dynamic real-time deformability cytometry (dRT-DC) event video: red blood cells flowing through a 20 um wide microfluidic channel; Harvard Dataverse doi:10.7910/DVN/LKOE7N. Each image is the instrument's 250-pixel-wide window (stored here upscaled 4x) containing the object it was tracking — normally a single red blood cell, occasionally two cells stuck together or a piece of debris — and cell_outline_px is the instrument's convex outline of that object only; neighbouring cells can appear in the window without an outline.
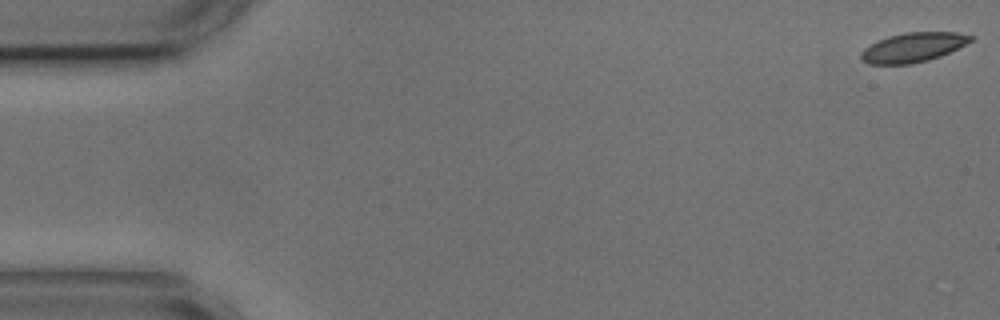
{"species": "common noctule bat (a hibernating species)", "species_latin": "Nyctalus noctula", "temperature_condition": "cold", "stored_images_in_passage": 55, "camera_frame_rate_fps": 3000, "um_per_image_px": 0.085, "animal": {"sex": "male", "body_mass_g": 17.9, "forearm_length_mm": 54.2}, "frame": {"image": 1, "passage_image": 1, "time_ms": 0.0, "image_size_px": [1000, 320], "cell_outline_px": [[976, 36], [972, 40], [940, 56], [928, 60], [912, 64], [868, 64], [860, 60], [860, 52], [864, 48], [888, 36], [908, 32], [956, 32]], "centroid_in_image_um": [77.58, 4.03], "position_along_channel_um": 7.4, "area_um2": 18.67}}
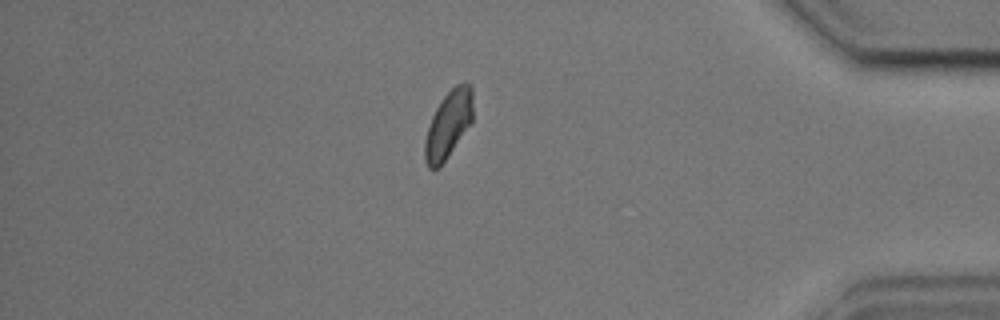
{"frame": {"image": 2, "passage_image": 47, "time_ms": 15.333, "image_size_px": [1000, 320], "cell_outline_px": [[472, 120], [440, 168], [428, 168], [424, 160], [424, 140], [432, 116], [436, 108], [444, 96], [456, 84], [472, 84]], "centroid_in_image_um": [38.08, 10.6], "position_along_channel_um": 397.1, "area_um2": 18.55}}
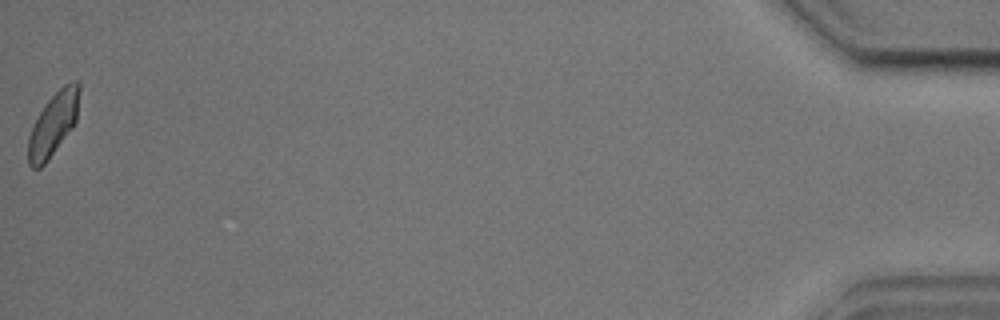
{"frame": {"image": 3, "passage_image": 55, "time_ms": 18.0, "image_size_px": [1000, 320], "cell_outline_px": [[80, 88], [76, 120], [72, 128], [48, 160], [40, 168], [32, 168], [28, 164], [28, 136], [40, 112], [48, 100], [64, 84], [72, 80], [76, 80], [80, 84]], "centroid_in_image_um": [4.53, 10.54], "position_along_channel_um": 430.7, "area_um2": 18.61}, "authors_computed_cell_mechanics": {"area_um2": 19.3052, "velocity_mm_per_s": 3.625, "shape_relaxation_time_tau1_ms": 4.1799, "shape_relaxation_time_tau2_ms": 5.2316, "deformation_change_tau1": 0.0829, "deformation_change_tau2": 0.0727}}